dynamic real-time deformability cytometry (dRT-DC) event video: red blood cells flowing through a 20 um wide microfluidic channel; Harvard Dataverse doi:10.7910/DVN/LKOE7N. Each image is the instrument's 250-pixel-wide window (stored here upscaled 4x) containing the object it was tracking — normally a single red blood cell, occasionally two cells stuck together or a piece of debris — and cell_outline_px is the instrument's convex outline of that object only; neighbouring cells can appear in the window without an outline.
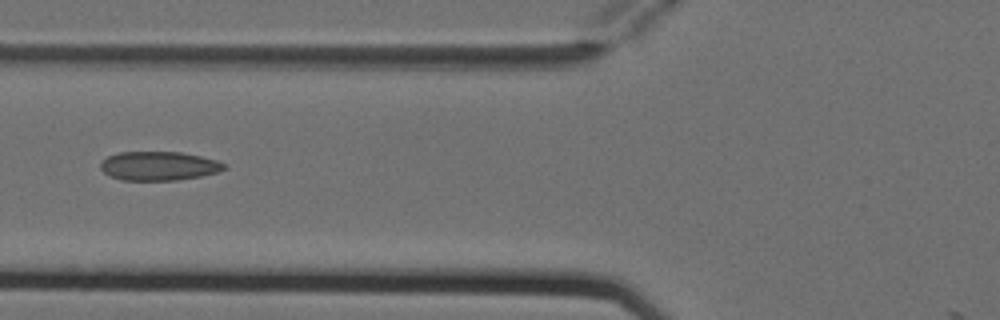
{"species": "Egyptian fruit bat (a non-hibernating species)", "species_latin": "Rousettus aegyptiacus", "temperature_condition": "cold", "stored_images_in_passage": 6, "camera_frame_rate_fps": 3000, "um_per_image_px": 0.085, "animal": {"sex": "female"}, "frame": {"image": 1, "passage_image": 6, "time_ms": 1.667, "image_size_px": [1000, 320], "cell_outline_px": [[228, 168], [220, 172], [200, 176], [176, 180], [124, 180], [112, 176], [104, 172], [100, 168], [100, 164], [108, 156], [120, 152], [180, 152], [200, 156], [216, 160], [228, 164]], "centroid_in_image_um": [13.56, 14.1], "position_along_channel_um": 112.2, "area_um2": 20.81}}